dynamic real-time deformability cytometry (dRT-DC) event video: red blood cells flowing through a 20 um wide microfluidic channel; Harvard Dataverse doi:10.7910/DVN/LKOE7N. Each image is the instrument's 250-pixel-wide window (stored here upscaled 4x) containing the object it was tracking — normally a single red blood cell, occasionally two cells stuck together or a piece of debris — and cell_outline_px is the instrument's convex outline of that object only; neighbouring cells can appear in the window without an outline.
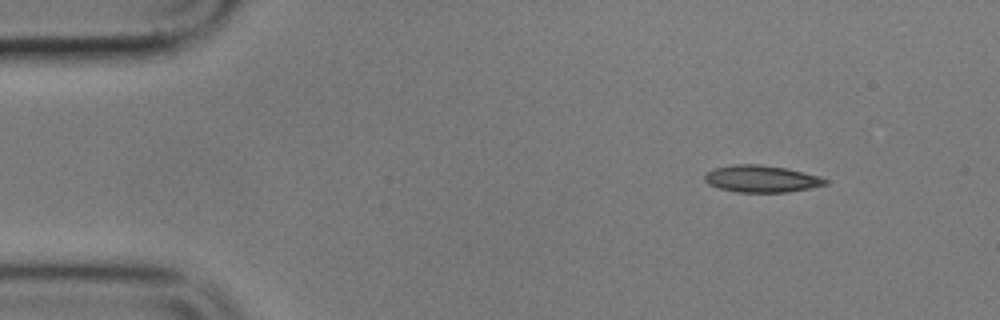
{"species": "common noctule bat (a hibernating species)", "species_latin": "Nyctalus noctula", "temperature_condition": "cold", "stored_images_in_passage": 5, "camera_frame_rate_fps": 3000, "um_per_image_px": 0.085, "animal": {"sex": "male", "body_mass_g": 17.9}, "frame": {"image": 1, "passage_image": 1, "time_ms": 0.0, "image_size_px": [1000, 320], "cell_outline_px": [[828, 184], [788, 192], [736, 192], [720, 188], [708, 184], [704, 180], [704, 176], [712, 168], [736, 164], [760, 164], [784, 168], [804, 172], [820, 176], [828, 180]], "centroid_in_image_um": [64.71, 15.19], "position_along_channel_um": 20.3, "area_um2": 18.9}}
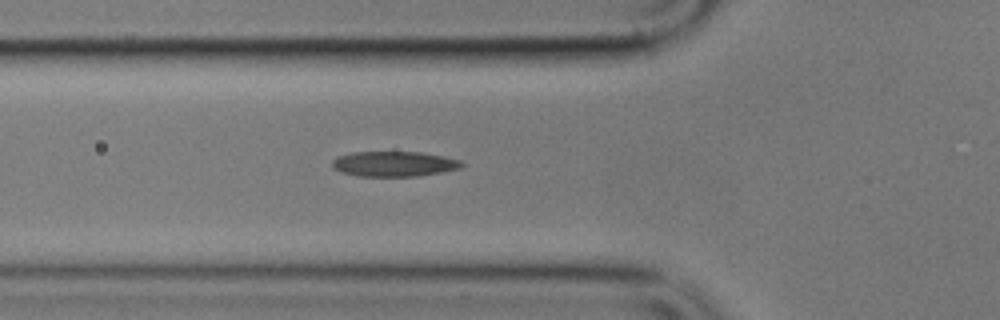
{"frame": {"image": 2, "passage_image": 5, "time_ms": 4.333, "image_size_px": [1000, 320], "cell_outline_px": [[464, 164], [460, 168], [420, 176], [356, 176], [340, 172], [332, 168], [332, 160], [336, 156], [352, 152], [420, 152], [444, 156], [460, 160]], "centroid_in_image_um": [33.45, 13.93], "position_along_channel_um": 92.4, "area_um2": 19.13}}